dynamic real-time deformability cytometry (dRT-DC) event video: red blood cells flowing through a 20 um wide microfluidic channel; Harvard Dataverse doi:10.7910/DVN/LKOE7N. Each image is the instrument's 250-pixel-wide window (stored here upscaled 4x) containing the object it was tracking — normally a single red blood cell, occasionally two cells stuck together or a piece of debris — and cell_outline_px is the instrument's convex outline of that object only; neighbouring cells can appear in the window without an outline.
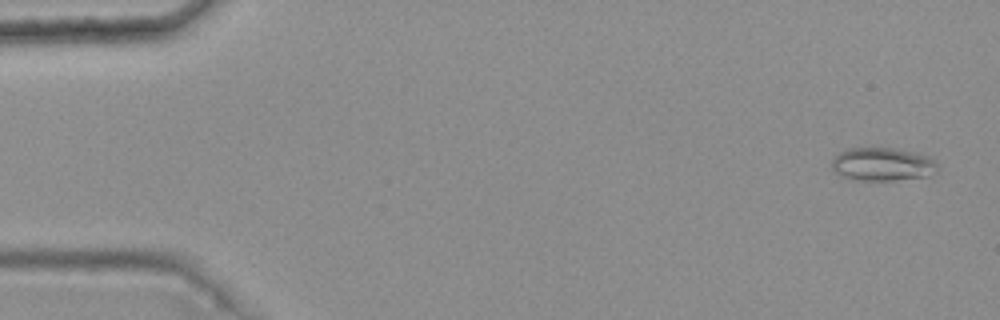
{"species": "common noctule bat (a hibernating species)", "species_latin": "Nyctalus noctula", "temperature_condition": "warm", "stored_images_in_passage": 5, "camera_frame_rate_fps": 3000, "um_per_image_px": 0.085, "animal": {"sex": "female", "body_mass_g": 25.1}, "frame": {"image": 1, "passage_image": 1, "time_ms": 0.0, "image_size_px": [1000, 320], "cell_outline_px": [[936, 172], [928, 176], [892, 180], [860, 180], [840, 176], [832, 168], [832, 160], [840, 152], [848, 148], [896, 148], [928, 156], [936, 164]], "centroid_in_image_um": [74.98, 13.96], "position_along_channel_um": 10.0, "area_um2": 20.23}}